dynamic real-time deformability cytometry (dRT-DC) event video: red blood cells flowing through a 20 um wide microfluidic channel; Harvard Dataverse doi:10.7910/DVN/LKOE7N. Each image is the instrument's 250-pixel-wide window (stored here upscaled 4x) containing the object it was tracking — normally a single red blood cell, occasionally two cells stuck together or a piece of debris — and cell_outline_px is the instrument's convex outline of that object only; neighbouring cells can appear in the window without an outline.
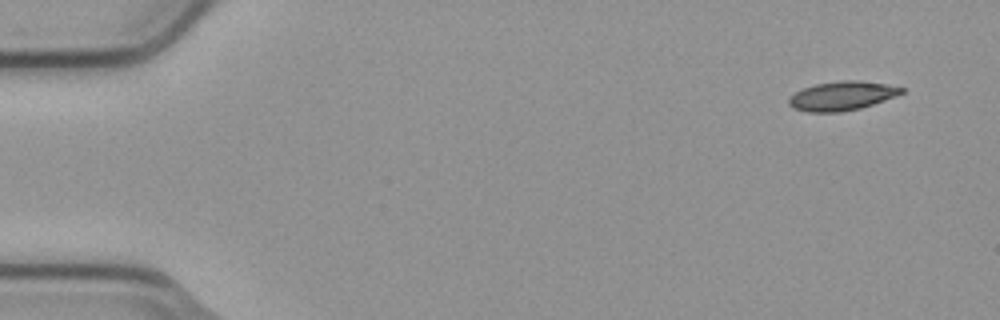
{"species": "common noctule bat (a hibernating species)", "species_latin": "Nyctalus noctula", "temperature_condition": "cold", "stored_images_in_passage": 7, "camera_frame_rate_fps": 3000, "um_per_image_px": 0.085, "animal": {"sex": "male", "body_mass_g": 23.1, "forearm_length_mm": 52.7}, "frame": {"image": 1, "passage_image": 1, "time_ms": 0.0, "image_size_px": [1000, 320], "cell_outline_px": [[904, 92], [896, 96], [860, 108], [840, 112], [808, 112], [792, 108], [788, 104], [788, 96], [804, 88], [816, 84], [840, 80], [860, 80], [884, 84], [904, 88]], "centroid_in_image_um": [71.53, 8.15], "position_along_channel_um": 13.5, "area_um2": 19.02}}
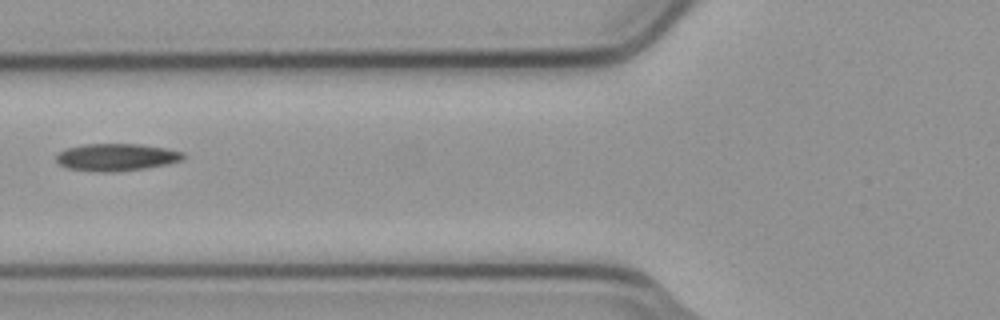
{"frame": {"image": 2, "passage_image": 6, "time_ms": 1.667, "image_size_px": [1000, 320], "cell_outline_px": [[184, 156], [180, 160], [168, 164], [144, 168], [116, 172], [96, 172], [68, 168], [60, 164], [56, 160], [56, 156], [64, 148], [84, 144], [140, 144], [164, 148], [184, 152]], "centroid_in_image_um": [9.86, 13.36], "position_along_channel_um": 115.9, "area_um2": 20.17}}
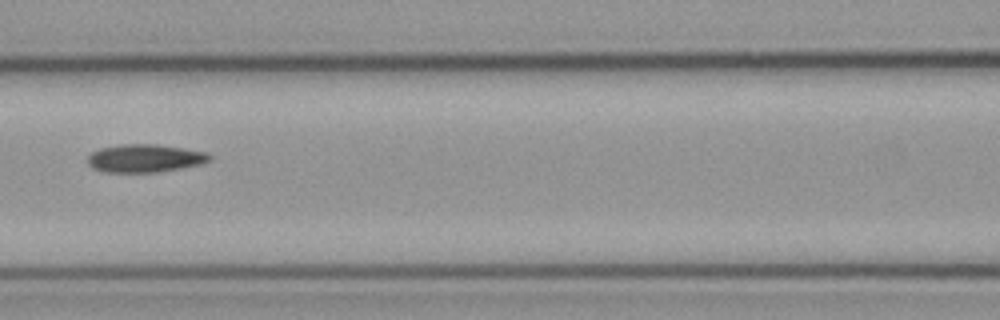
{"frame": {"image": 3, "passage_image": 7, "time_ms": 2.0, "image_size_px": [1000, 320], "cell_outline_px": [[212, 160], [200, 164], [160, 172], [100, 172], [92, 168], [88, 164], [88, 156], [92, 152], [100, 148], [124, 144], [156, 144], [184, 148], [208, 152], [212, 156]], "centroid_in_image_um": [12.33, 13.45], "position_along_channel_um": 154.3, "area_um2": 20.06}}